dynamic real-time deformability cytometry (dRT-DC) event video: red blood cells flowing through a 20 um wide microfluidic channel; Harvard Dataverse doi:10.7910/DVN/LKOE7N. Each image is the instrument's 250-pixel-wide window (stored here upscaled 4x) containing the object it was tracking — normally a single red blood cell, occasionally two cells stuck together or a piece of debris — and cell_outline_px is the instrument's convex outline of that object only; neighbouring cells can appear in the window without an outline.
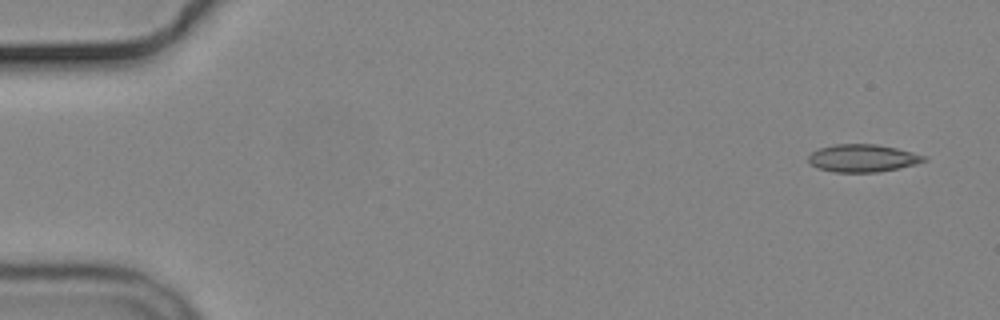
{"species": "common noctule bat (a hibernating species)", "species_latin": "Nyctalus noctula", "temperature_condition": "cold", "stored_images_in_passage": 6, "camera_frame_rate_fps": 3000, "um_per_image_px": 0.085, "animal": {"sex": "male", "body_mass_g": 19.2, "forearm_length_mm": 51.8}, "frame": {"image": 1, "passage_image": 1, "time_ms": 0.0, "image_size_px": [1000, 320], "cell_outline_px": [[928, 160], [916, 164], [900, 168], [880, 172], [832, 172], [816, 168], [808, 164], [808, 156], [812, 152], [820, 148], [836, 144], [876, 144], [896, 148], [928, 156]], "centroid_in_image_um": [73.33, 13.45], "position_along_channel_um": 11.7, "area_um2": 18.84}}